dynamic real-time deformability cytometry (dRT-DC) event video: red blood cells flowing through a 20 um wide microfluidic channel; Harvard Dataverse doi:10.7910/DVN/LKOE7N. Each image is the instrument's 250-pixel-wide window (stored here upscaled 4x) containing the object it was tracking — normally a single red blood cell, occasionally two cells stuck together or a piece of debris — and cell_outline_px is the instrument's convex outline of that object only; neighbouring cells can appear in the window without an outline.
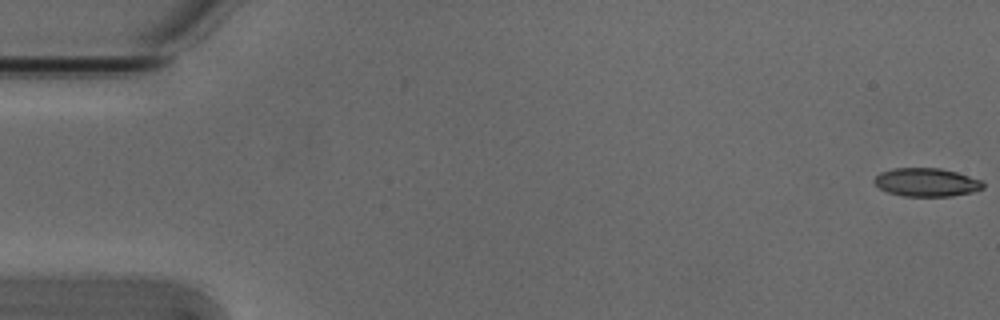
{"species": "Egyptian fruit bat (a non-hibernating species)", "species_latin": "Rousettus aegyptiacus", "temperature_condition": "cold", "stored_images_in_passage": 54, "camera_frame_rate_fps": 3000, "um_per_image_px": 0.085, "animal": {"sex": "male"}, "frame": {"image": 1, "passage_image": 1, "time_ms": 0.0, "image_size_px": [1000, 320], "cell_outline_px": [[984, 188], [972, 192], [952, 196], [904, 196], [888, 192], [880, 188], [872, 180], [880, 172], [892, 168], [940, 168], [956, 172], [980, 180], [984, 184]], "centroid_in_image_um": [78.73, 15.49], "position_along_channel_um": 6.3, "area_um2": 17.92}}
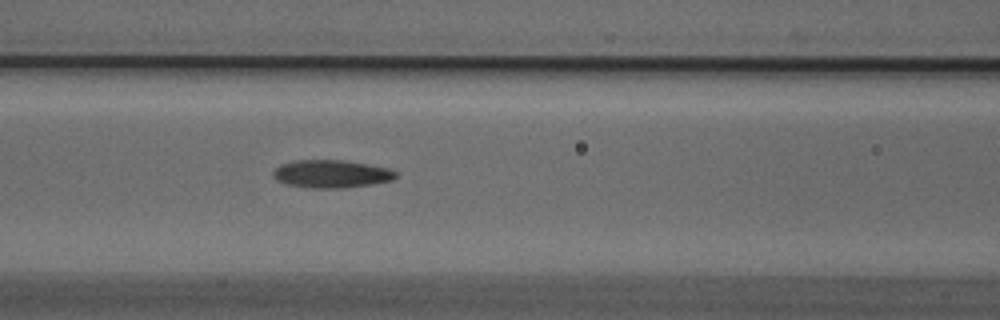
{"frame": {"image": 2, "passage_image": 23, "time_ms": 7.333, "image_size_px": [1000, 320], "cell_outline_px": [[396, 176], [392, 180], [372, 184], [344, 188], [308, 188], [288, 184], [276, 180], [272, 176], [272, 172], [280, 164], [296, 160], [344, 160], [392, 168], [396, 172]], "centroid_in_image_um": [28.17, 14.78], "position_along_channel_um": 138.4, "area_um2": 20.06}}
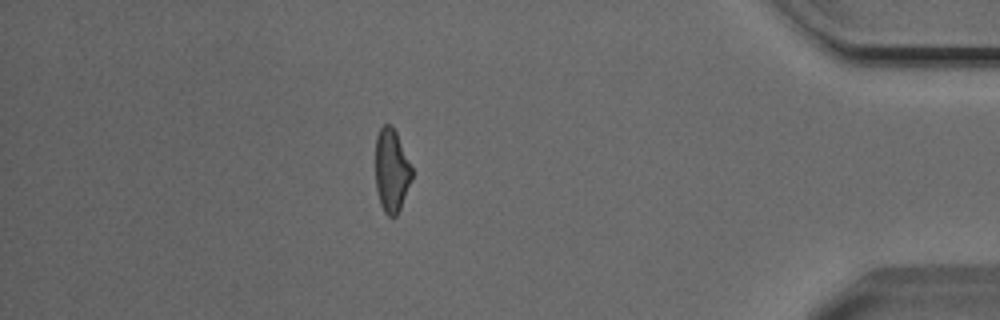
{"frame": {"image": 3, "passage_image": 47, "time_ms": 15.333, "image_size_px": [1000, 320], "cell_outline_px": [[412, 180], [400, 208], [396, 216], [388, 216], [384, 212], [380, 204], [376, 188], [376, 136], [380, 128], [384, 124], [392, 124], [396, 132], [412, 168]], "centroid_in_image_um": [33.28, 14.49], "position_along_channel_um": 401.9, "area_um2": 17.63}, "authors_computed_cell_mechanics": {"area_um2": 19.0162, "velocity_mm_per_s": 3.8597, "shape_relaxation_time_tau1_ms": 8.8521, "shape_relaxation_time_tau2_ms": 2.2837, "deformation_change_tau1": 0.252, "deformation_change_tau2": 0.1049}}